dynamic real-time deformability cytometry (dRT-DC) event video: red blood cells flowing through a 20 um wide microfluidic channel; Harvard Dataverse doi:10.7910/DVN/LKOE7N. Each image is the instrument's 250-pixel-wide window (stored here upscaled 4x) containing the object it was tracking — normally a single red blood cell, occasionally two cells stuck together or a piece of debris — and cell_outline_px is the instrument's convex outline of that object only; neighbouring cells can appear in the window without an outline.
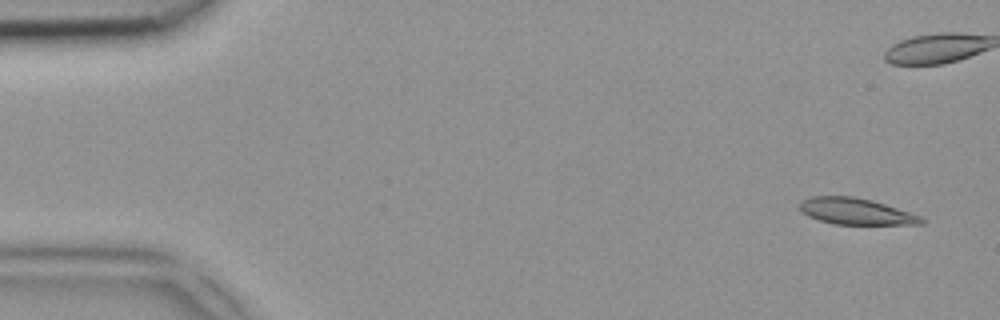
{"species": "common noctule bat (a hibernating species)", "species_latin": "Nyctalus noctula", "temperature_condition": "room temperature", "stored_images_in_passage": 4, "camera_frame_rate_fps": 3000, "um_per_image_px": 0.085, "animal": {"sex": "female", "body_mass_g": 18.4}, "frame": {"image": 1, "passage_image": 1, "time_ms": 0.0, "image_size_px": [1000, 320], "cell_outline_px": [[924, 224], [832, 224], [808, 216], [800, 208], [800, 204], [804, 200], [812, 196], [852, 196], [872, 200], [920, 216], [924, 220]], "centroid_in_image_um": [72.74, 17.97], "position_along_channel_um": 12.3, "area_um2": 18.32}}